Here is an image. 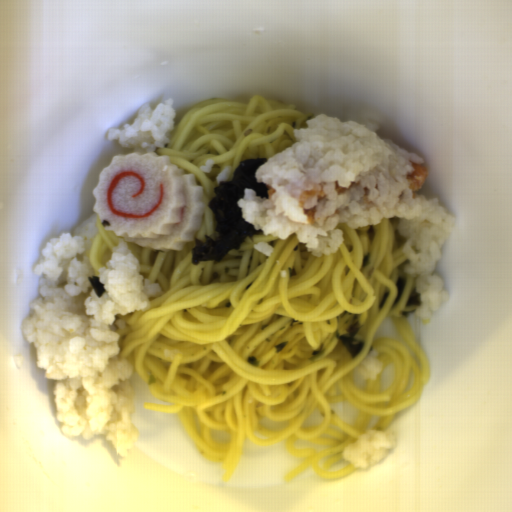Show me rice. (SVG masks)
Returning a JSON list of instances; mask_svg holds the SVG:
<instances>
[{
  "mask_svg": "<svg viewBox=\"0 0 512 512\" xmlns=\"http://www.w3.org/2000/svg\"><path fill=\"white\" fill-rule=\"evenodd\" d=\"M377 123L342 121L317 113L297 128L295 142L271 156L257 168L258 182L274 189L261 198L244 188L237 200L242 217L263 234L285 240L295 233L312 256L335 253L344 242L342 230L377 225L384 218L399 217L398 234L403 238L407 263L403 271L415 280L420 297L416 316L430 318L449 297L435 269L442 257L444 240L452 233L454 215L438 197L413 192L408 175L424 158L406 152L391 140L378 137ZM347 188L335 191V181ZM369 204H364V188ZM323 191L324 198L311 197L304 207L316 208L315 224L303 214L299 198L303 190Z\"/></svg>",
  "mask_w": 512,
  "mask_h": 512,
  "instance_id": "1",
  "label": "rice"
},
{
  "mask_svg": "<svg viewBox=\"0 0 512 512\" xmlns=\"http://www.w3.org/2000/svg\"><path fill=\"white\" fill-rule=\"evenodd\" d=\"M98 233V219L91 216L72 235L64 233L43 247L33 270L38 298L21 328L51 382L65 438L103 435L127 459L139 433L132 421L134 366L119 354L120 337L131 312L146 309L161 287L145 279L140 260L120 239L99 270L105 289L99 297L89 280L95 272L88 256Z\"/></svg>",
  "mask_w": 512,
  "mask_h": 512,
  "instance_id": "2",
  "label": "rice"
},
{
  "mask_svg": "<svg viewBox=\"0 0 512 512\" xmlns=\"http://www.w3.org/2000/svg\"><path fill=\"white\" fill-rule=\"evenodd\" d=\"M175 116L173 98L156 107L146 102L133 122L126 123L122 128L109 127L105 138L107 141H117L119 146L132 149L134 153H151L168 145V133L175 125Z\"/></svg>",
  "mask_w": 512,
  "mask_h": 512,
  "instance_id": "3",
  "label": "rice"
},
{
  "mask_svg": "<svg viewBox=\"0 0 512 512\" xmlns=\"http://www.w3.org/2000/svg\"><path fill=\"white\" fill-rule=\"evenodd\" d=\"M395 444L394 434L385 429L364 432L354 443L347 445L342 460L358 469H369L382 460Z\"/></svg>",
  "mask_w": 512,
  "mask_h": 512,
  "instance_id": "4",
  "label": "rice"
},
{
  "mask_svg": "<svg viewBox=\"0 0 512 512\" xmlns=\"http://www.w3.org/2000/svg\"><path fill=\"white\" fill-rule=\"evenodd\" d=\"M380 355L381 353L377 349H373L367 357L360 361L358 371L362 380L373 381L383 371L384 364L379 359Z\"/></svg>",
  "mask_w": 512,
  "mask_h": 512,
  "instance_id": "5",
  "label": "rice"
},
{
  "mask_svg": "<svg viewBox=\"0 0 512 512\" xmlns=\"http://www.w3.org/2000/svg\"><path fill=\"white\" fill-rule=\"evenodd\" d=\"M258 252L263 254L264 256L271 257L274 249L270 246L269 243L266 242H258L257 244H253Z\"/></svg>",
  "mask_w": 512,
  "mask_h": 512,
  "instance_id": "6",
  "label": "rice"
},
{
  "mask_svg": "<svg viewBox=\"0 0 512 512\" xmlns=\"http://www.w3.org/2000/svg\"><path fill=\"white\" fill-rule=\"evenodd\" d=\"M232 168L231 166H226L223 168L215 177L217 185L222 181H228L231 176Z\"/></svg>",
  "mask_w": 512,
  "mask_h": 512,
  "instance_id": "7",
  "label": "rice"
},
{
  "mask_svg": "<svg viewBox=\"0 0 512 512\" xmlns=\"http://www.w3.org/2000/svg\"><path fill=\"white\" fill-rule=\"evenodd\" d=\"M215 165V160L213 158H208L205 161L204 165H201L200 172L202 173H210Z\"/></svg>",
  "mask_w": 512,
  "mask_h": 512,
  "instance_id": "8",
  "label": "rice"
}]
</instances>
